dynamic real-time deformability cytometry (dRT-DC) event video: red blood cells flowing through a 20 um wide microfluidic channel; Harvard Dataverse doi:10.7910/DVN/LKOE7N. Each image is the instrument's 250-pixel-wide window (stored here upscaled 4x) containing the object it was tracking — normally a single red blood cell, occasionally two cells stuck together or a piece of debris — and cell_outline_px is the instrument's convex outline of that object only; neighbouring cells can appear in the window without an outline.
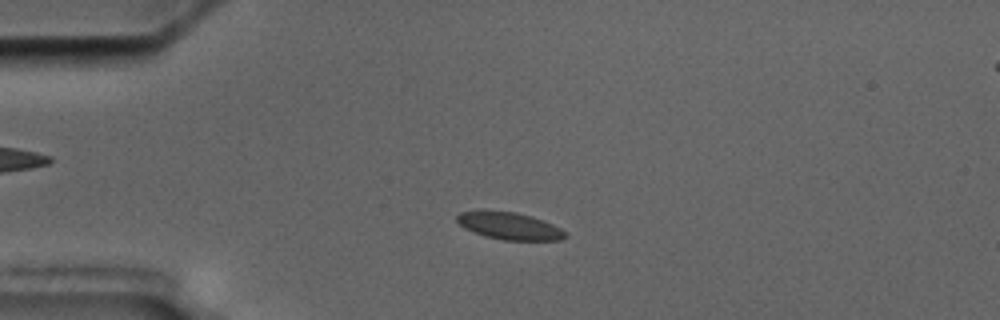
{"species": "common noctule bat (a hibernating species)", "species_latin": "Nyctalus noctula", "temperature_condition": "cold", "stored_images_in_passage": 4, "camera_frame_rate_fps": 3000, "um_per_image_px": 0.085, "animal": {"sex": "male", "body_mass_g": 17.5, "forearm_length_mm": 52.3}, "frame": {"image": 1, "passage_image": 3, "time_ms": 3.333, "image_size_px": [1000, 320], "cell_outline_px": [[568, 236], [560, 240], [504, 240], [484, 236], [464, 228], [456, 220], [456, 216], [460, 212], [480, 208], [516, 212], [532, 216], [544, 220], [568, 232]], "centroid_in_image_um": [43.27, 19.17], "position_along_channel_um": 41.7, "area_um2": 17.74}}